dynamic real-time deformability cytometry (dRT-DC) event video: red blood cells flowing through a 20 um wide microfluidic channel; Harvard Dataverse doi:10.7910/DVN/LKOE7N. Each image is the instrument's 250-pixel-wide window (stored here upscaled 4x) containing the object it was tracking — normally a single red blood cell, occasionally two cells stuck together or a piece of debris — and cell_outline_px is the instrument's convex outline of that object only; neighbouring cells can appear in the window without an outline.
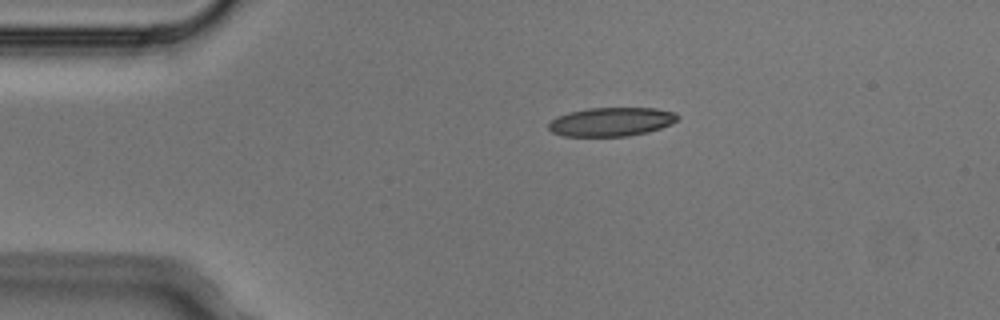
{"species": "Egyptian fruit bat (a non-hibernating species)", "species_latin": "Rousettus aegyptiacus", "temperature_condition": "cold", "stored_images_in_passage": 5, "camera_frame_rate_fps": 3000, "um_per_image_px": 0.085, "animal": {"sex": "male"}, "frame": {"image": 1, "passage_image": 5, "time_ms": 1.333, "image_size_px": [1000, 320], "cell_outline_px": [[680, 116], [672, 124], [648, 132], [628, 136], [564, 136], [552, 132], [548, 128], [548, 124], [556, 116], [568, 112], [588, 108], [656, 108], [676, 112]], "centroid_in_image_um": [51.97, 10.35], "position_along_channel_um": 33.0, "area_um2": 21.79}}